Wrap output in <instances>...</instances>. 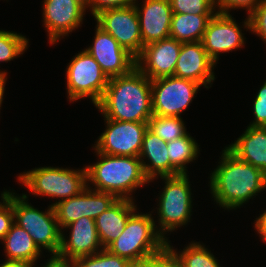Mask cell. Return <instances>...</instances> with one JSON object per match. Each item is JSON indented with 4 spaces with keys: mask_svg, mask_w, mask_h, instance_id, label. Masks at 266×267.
<instances>
[{
    "mask_svg": "<svg viewBox=\"0 0 266 267\" xmlns=\"http://www.w3.org/2000/svg\"><path fill=\"white\" fill-rule=\"evenodd\" d=\"M137 210L134 200L117 199L96 219V229L103 248L117 239L123 232L130 215Z\"/></svg>",
    "mask_w": 266,
    "mask_h": 267,
    "instance_id": "cell-21",
    "label": "cell"
},
{
    "mask_svg": "<svg viewBox=\"0 0 266 267\" xmlns=\"http://www.w3.org/2000/svg\"><path fill=\"white\" fill-rule=\"evenodd\" d=\"M174 262L171 249L166 246L152 256L130 262L129 267H170Z\"/></svg>",
    "mask_w": 266,
    "mask_h": 267,
    "instance_id": "cell-33",
    "label": "cell"
},
{
    "mask_svg": "<svg viewBox=\"0 0 266 267\" xmlns=\"http://www.w3.org/2000/svg\"><path fill=\"white\" fill-rule=\"evenodd\" d=\"M72 265L73 267H129L130 261L104 248L93 255L74 259Z\"/></svg>",
    "mask_w": 266,
    "mask_h": 267,
    "instance_id": "cell-29",
    "label": "cell"
},
{
    "mask_svg": "<svg viewBox=\"0 0 266 267\" xmlns=\"http://www.w3.org/2000/svg\"><path fill=\"white\" fill-rule=\"evenodd\" d=\"M214 14L173 13L170 37L180 42L202 41L208 21Z\"/></svg>",
    "mask_w": 266,
    "mask_h": 267,
    "instance_id": "cell-24",
    "label": "cell"
},
{
    "mask_svg": "<svg viewBox=\"0 0 266 267\" xmlns=\"http://www.w3.org/2000/svg\"><path fill=\"white\" fill-rule=\"evenodd\" d=\"M94 165L86 166L87 182L93 190L114 194L118 199L134 200L131 195L140 186L150 183L139 157L112 156L97 152Z\"/></svg>",
    "mask_w": 266,
    "mask_h": 267,
    "instance_id": "cell-3",
    "label": "cell"
},
{
    "mask_svg": "<svg viewBox=\"0 0 266 267\" xmlns=\"http://www.w3.org/2000/svg\"><path fill=\"white\" fill-rule=\"evenodd\" d=\"M0 202V240L5 237L14 224V212L12 209V192L3 191Z\"/></svg>",
    "mask_w": 266,
    "mask_h": 267,
    "instance_id": "cell-32",
    "label": "cell"
},
{
    "mask_svg": "<svg viewBox=\"0 0 266 267\" xmlns=\"http://www.w3.org/2000/svg\"><path fill=\"white\" fill-rule=\"evenodd\" d=\"M7 260H22L35 265L42 251L32 240L31 235L17 224L2 239Z\"/></svg>",
    "mask_w": 266,
    "mask_h": 267,
    "instance_id": "cell-23",
    "label": "cell"
},
{
    "mask_svg": "<svg viewBox=\"0 0 266 267\" xmlns=\"http://www.w3.org/2000/svg\"><path fill=\"white\" fill-rule=\"evenodd\" d=\"M175 263L179 267H221L214 255L200 242H191L182 251L176 252L167 241Z\"/></svg>",
    "mask_w": 266,
    "mask_h": 267,
    "instance_id": "cell-25",
    "label": "cell"
},
{
    "mask_svg": "<svg viewBox=\"0 0 266 267\" xmlns=\"http://www.w3.org/2000/svg\"><path fill=\"white\" fill-rule=\"evenodd\" d=\"M145 176L152 182L156 177L174 176L181 174L168 157V145L155 135L149 128L145 132L142 148L139 154ZM148 159L146 164L144 159Z\"/></svg>",
    "mask_w": 266,
    "mask_h": 267,
    "instance_id": "cell-20",
    "label": "cell"
},
{
    "mask_svg": "<svg viewBox=\"0 0 266 267\" xmlns=\"http://www.w3.org/2000/svg\"><path fill=\"white\" fill-rule=\"evenodd\" d=\"M142 8L137 4L140 34L143 45L170 37L173 11L170 0H143Z\"/></svg>",
    "mask_w": 266,
    "mask_h": 267,
    "instance_id": "cell-19",
    "label": "cell"
},
{
    "mask_svg": "<svg viewBox=\"0 0 266 267\" xmlns=\"http://www.w3.org/2000/svg\"><path fill=\"white\" fill-rule=\"evenodd\" d=\"M262 0H214L215 9L217 12L223 14H230L231 9H247L248 16L256 9Z\"/></svg>",
    "mask_w": 266,
    "mask_h": 267,
    "instance_id": "cell-34",
    "label": "cell"
},
{
    "mask_svg": "<svg viewBox=\"0 0 266 267\" xmlns=\"http://www.w3.org/2000/svg\"><path fill=\"white\" fill-rule=\"evenodd\" d=\"M170 163L181 173H187L186 164L196 160L199 145L190 134H186L174 141L167 142Z\"/></svg>",
    "mask_w": 266,
    "mask_h": 267,
    "instance_id": "cell-26",
    "label": "cell"
},
{
    "mask_svg": "<svg viewBox=\"0 0 266 267\" xmlns=\"http://www.w3.org/2000/svg\"><path fill=\"white\" fill-rule=\"evenodd\" d=\"M215 66L201 41L183 42L173 76L195 81L208 89L215 80Z\"/></svg>",
    "mask_w": 266,
    "mask_h": 267,
    "instance_id": "cell-17",
    "label": "cell"
},
{
    "mask_svg": "<svg viewBox=\"0 0 266 267\" xmlns=\"http://www.w3.org/2000/svg\"><path fill=\"white\" fill-rule=\"evenodd\" d=\"M231 14L216 12L208 21L202 44L209 58L217 64L220 53L231 52L245 44L246 38Z\"/></svg>",
    "mask_w": 266,
    "mask_h": 267,
    "instance_id": "cell-15",
    "label": "cell"
},
{
    "mask_svg": "<svg viewBox=\"0 0 266 267\" xmlns=\"http://www.w3.org/2000/svg\"><path fill=\"white\" fill-rule=\"evenodd\" d=\"M106 129L93 146L95 152L112 156L139 157L148 123L105 118Z\"/></svg>",
    "mask_w": 266,
    "mask_h": 267,
    "instance_id": "cell-10",
    "label": "cell"
},
{
    "mask_svg": "<svg viewBox=\"0 0 266 267\" xmlns=\"http://www.w3.org/2000/svg\"><path fill=\"white\" fill-rule=\"evenodd\" d=\"M42 8L43 25L53 45L81 27L86 13L85 0H44Z\"/></svg>",
    "mask_w": 266,
    "mask_h": 267,
    "instance_id": "cell-13",
    "label": "cell"
},
{
    "mask_svg": "<svg viewBox=\"0 0 266 267\" xmlns=\"http://www.w3.org/2000/svg\"><path fill=\"white\" fill-rule=\"evenodd\" d=\"M95 107L107 119L148 123L153 116L151 80L137 67L112 77Z\"/></svg>",
    "mask_w": 266,
    "mask_h": 267,
    "instance_id": "cell-1",
    "label": "cell"
},
{
    "mask_svg": "<svg viewBox=\"0 0 266 267\" xmlns=\"http://www.w3.org/2000/svg\"><path fill=\"white\" fill-rule=\"evenodd\" d=\"M6 71H2L0 69V107L2 105V101H3V95L5 93V84H6V80H7V75H6Z\"/></svg>",
    "mask_w": 266,
    "mask_h": 267,
    "instance_id": "cell-40",
    "label": "cell"
},
{
    "mask_svg": "<svg viewBox=\"0 0 266 267\" xmlns=\"http://www.w3.org/2000/svg\"><path fill=\"white\" fill-rule=\"evenodd\" d=\"M226 148L238 159L259 168L266 175V127L248 126L244 133Z\"/></svg>",
    "mask_w": 266,
    "mask_h": 267,
    "instance_id": "cell-22",
    "label": "cell"
},
{
    "mask_svg": "<svg viewBox=\"0 0 266 267\" xmlns=\"http://www.w3.org/2000/svg\"><path fill=\"white\" fill-rule=\"evenodd\" d=\"M27 39L22 34L0 30V62H9L28 49Z\"/></svg>",
    "mask_w": 266,
    "mask_h": 267,
    "instance_id": "cell-28",
    "label": "cell"
},
{
    "mask_svg": "<svg viewBox=\"0 0 266 267\" xmlns=\"http://www.w3.org/2000/svg\"><path fill=\"white\" fill-rule=\"evenodd\" d=\"M200 86L195 81L175 76L151 80L153 115L181 117L180 114L196 97Z\"/></svg>",
    "mask_w": 266,
    "mask_h": 267,
    "instance_id": "cell-9",
    "label": "cell"
},
{
    "mask_svg": "<svg viewBox=\"0 0 266 267\" xmlns=\"http://www.w3.org/2000/svg\"><path fill=\"white\" fill-rule=\"evenodd\" d=\"M135 3L136 0H85L86 9L90 7L93 17L103 10L133 6Z\"/></svg>",
    "mask_w": 266,
    "mask_h": 267,
    "instance_id": "cell-36",
    "label": "cell"
},
{
    "mask_svg": "<svg viewBox=\"0 0 266 267\" xmlns=\"http://www.w3.org/2000/svg\"><path fill=\"white\" fill-rule=\"evenodd\" d=\"M96 25L110 34L135 58L143 49L136 7L106 9L94 16Z\"/></svg>",
    "mask_w": 266,
    "mask_h": 267,
    "instance_id": "cell-11",
    "label": "cell"
},
{
    "mask_svg": "<svg viewBox=\"0 0 266 267\" xmlns=\"http://www.w3.org/2000/svg\"><path fill=\"white\" fill-rule=\"evenodd\" d=\"M220 158L210 176V192L220 207L240 208L266 189V175L259 168L238 159L226 147Z\"/></svg>",
    "mask_w": 266,
    "mask_h": 267,
    "instance_id": "cell-2",
    "label": "cell"
},
{
    "mask_svg": "<svg viewBox=\"0 0 266 267\" xmlns=\"http://www.w3.org/2000/svg\"><path fill=\"white\" fill-rule=\"evenodd\" d=\"M136 212L130 215L121 235L105 248L130 262L152 256L167 246L156 230L152 214Z\"/></svg>",
    "mask_w": 266,
    "mask_h": 267,
    "instance_id": "cell-4",
    "label": "cell"
},
{
    "mask_svg": "<svg viewBox=\"0 0 266 267\" xmlns=\"http://www.w3.org/2000/svg\"><path fill=\"white\" fill-rule=\"evenodd\" d=\"M170 267H179L175 262Z\"/></svg>",
    "mask_w": 266,
    "mask_h": 267,
    "instance_id": "cell-41",
    "label": "cell"
},
{
    "mask_svg": "<svg viewBox=\"0 0 266 267\" xmlns=\"http://www.w3.org/2000/svg\"><path fill=\"white\" fill-rule=\"evenodd\" d=\"M148 128L165 142L174 141L188 133L182 117L153 115L148 121Z\"/></svg>",
    "mask_w": 266,
    "mask_h": 267,
    "instance_id": "cell-27",
    "label": "cell"
},
{
    "mask_svg": "<svg viewBox=\"0 0 266 267\" xmlns=\"http://www.w3.org/2000/svg\"><path fill=\"white\" fill-rule=\"evenodd\" d=\"M68 228L71 229L68 240L63 234L64 231H61V245L58 256L73 261L76 258L93 255L104 249L94 219L81 217L63 229Z\"/></svg>",
    "mask_w": 266,
    "mask_h": 267,
    "instance_id": "cell-18",
    "label": "cell"
},
{
    "mask_svg": "<svg viewBox=\"0 0 266 267\" xmlns=\"http://www.w3.org/2000/svg\"><path fill=\"white\" fill-rule=\"evenodd\" d=\"M50 255H51L50 259H47L48 261L43 267H73L72 260L62 258L58 255H52V254ZM34 266L35 265H32V267Z\"/></svg>",
    "mask_w": 266,
    "mask_h": 267,
    "instance_id": "cell-37",
    "label": "cell"
},
{
    "mask_svg": "<svg viewBox=\"0 0 266 267\" xmlns=\"http://www.w3.org/2000/svg\"><path fill=\"white\" fill-rule=\"evenodd\" d=\"M87 187L76 196L57 202L53 208L61 230L81 217L96 219L106 211L118 198L111 193L92 190Z\"/></svg>",
    "mask_w": 266,
    "mask_h": 267,
    "instance_id": "cell-12",
    "label": "cell"
},
{
    "mask_svg": "<svg viewBox=\"0 0 266 267\" xmlns=\"http://www.w3.org/2000/svg\"><path fill=\"white\" fill-rule=\"evenodd\" d=\"M255 230L258 232L259 236L262 238V241H266V210L263 214H260L258 218H256L254 223Z\"/></svg>",
    "mask_w": 266,
    "mask_h": 267,
    "instance_id": "cell-38",
    "label": "cell"
},
{
    "mask_svg": "<svg viewBox=\"0 0 266 267\" xmlns=\"http://www.w3.org/2000/svg\"><path fill=\"white\" fill-rule=\"evenodd\" d=\"M165 181L163 192L159 196L157 207V232L166 240L164 234L190 222L192 212V192L188 174L160 177ZM159 228V229H158Z\"/></svg>",
    "mask_w": 266,
    "mask_h": 267,
    "instance_id": "cell-6",
    "label": "cell"
},
{
    "mask_svg": "<svg viewBox=\"0 0 266 267\" xmlns=\"http://www.w3.org/2000/svg\"><path fill=\"white\" fill-rule=\"evenodd\" d=\"M85 50L98 62L109 79L128 74L136 67L135 57L97 25L94 41Z\"/></svg>",
    "mask_w": 266,
    "mask_h": 267,
    "instance_id": "cell-14",
    "label": "cell"
},
{
    "mask_svg": "<svg viewBox=\"0 0 266 267\" xmlns=\"http://www.w3.org/2000/svg\"><path fill=\"white\" fill-rule=\"evenodd\" d=\"M243 26L257 34L266 43V0H262L256 9L246 17Z\"/></svg>",
    "mask_w": 266,
    "mask_h": 267,
    "instance_id": "cell-31",
    "label": "cell"
},
{
    "mask_svg": "<svg viewBox=\"0 0 266 267\" xmlns=\"http://www.w3.org/2000/svg\"><path fill=\"white\" fill-rule=\"evenodd\" d=\"M173 13L215 14L214 0H170Z\"/></svg>",
    "mask_w": 266,
    "mask_h": 267,
    "instance_id": "cell-30",
    "label": "cell"
},
{
    "mask_svg": "<svg viewBox=\"0 0 266 267\" xmlns=\"http://www.w3.org/2000/svg\"><path fill=\"white\" fill-rule=\"evenodd\" d=\"M254 120L249 126L266 127V81L259 89L253 103Z\"/></svg>",
    "mask_w": 266,
    "mask_h": 267,
    "instance_id": "cell-35",
    "label": "cell"
},
{
    "mask_svg": "<svg viewBox=\"0 0 266 267\" xmlns=\"http://www.w3.org/2000/svg\"><path fill=\"white\" fill-rule=\"evenodd\" d=\"M181 46L172 37L149 43L135 58L136 67L150 80L173 76Z\"/></svg>",
    "mask_w": 266,
    "mask_h": 267,
    "instance_id": "cell-16",
    "label": "cell"
},
{
    "mask_svg": "<svg viewBox=\"0 0 266 267\" xmlns=\"http://www.w3.org/2000/svg\"><path fill=\"white\" fill-rule=\"evenodd\" d=\"M28 195H16L12 192V209L14 223L25 229L40 249H46L52 255H57L61 245V229L53 206L42 212L28 201Z\"/></svg>",
    "mask_w": 266,
    "mask_h": 267,
    "instance_id": "cell-7",
    "label": "cell"
},
{
    "mask_svg": "<svg viewBox=\"0 0 266 267\" xmlns=\"http://www.w3.org/2000/svg\"><path fill=\"white\" fill-rule=\"evenodd\" d=\"M18 182L28 188L34 196L60 198L57 202L79 195L87 187V170L59 167H40L23 172Z\"/></svg>",
    "mask_w": 266,
    "mask_h": 267,
    "instance_id": "cell-5",
    "label": "cell"
},
{
    "mask_svg": "<svg viewBox=\"0 0 266 267\" xmlns=\"http://www.w3.org/2000/svg\"><path fill=\"white\" fill-rule=\"evenodd\" d=\"M69 101L90 98L94 106L100 101L109 78L98 62L84 49L72 58L66 69Z\"/></svg>",
    "mask_w": 266,
    "mask_h": 267,
    "instance_id": "cell-8",
    "label": "cell"
},
{
    "mask_svg": "<svg viewBox=\"0 0 266 267\" xmlns=\"http://www.w3.org/2000/svg\"><path fill=\"white\" fill-rule=\"evenodd\" d=\"M0 267H32V264L22 260H5Z\"/></svg>",
    "mask_w": 266,
    "mask_h": 267,
    "instance_id": "cell-39",
    "label": "cell"
}]
</instances>
